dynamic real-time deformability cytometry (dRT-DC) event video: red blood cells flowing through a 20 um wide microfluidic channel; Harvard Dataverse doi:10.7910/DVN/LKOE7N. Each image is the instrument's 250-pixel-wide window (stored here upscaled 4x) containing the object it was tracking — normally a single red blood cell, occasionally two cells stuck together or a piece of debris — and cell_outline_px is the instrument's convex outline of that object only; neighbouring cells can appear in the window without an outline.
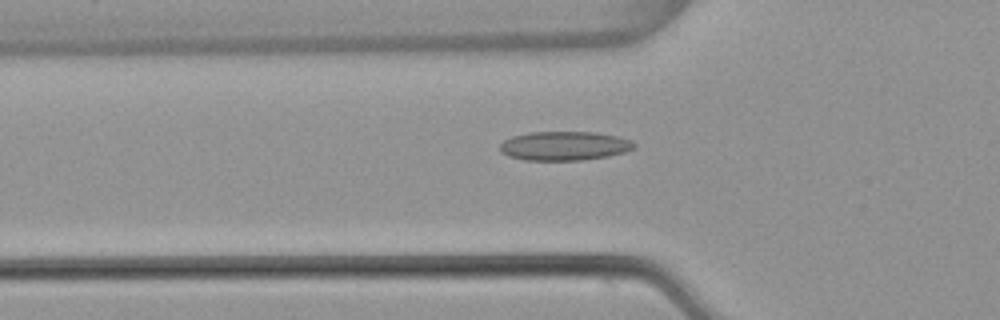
{"species": "common noctule bat (a hibernating species)", "species_latin": "Nyctalus noctula", "temperature_condition": "warm", "stored_images_in_passage": 53, "camera_frame_rate_fps": 3000, "um_per_image_px": 0.085, "animal": {"sex": "female", "body_mass_g": 22.7, "forearm_length_mm": 54.2}, "frame": {"image": 1, "passage_image": 18, "time_ms": 5.667, "image_size_px": [1000, 320], "cell_outline_px": [[636, 144], [632, 148], [624, 152], [608, 156], [584, 160], [524, 160], [508, 156], [500, 152], [500, 144], [504, 140], [512, 136], [528, 132], [596, 132], [616, 136], [632, 140]], "centroid_in_image_um": [47.94, 12.4], "position_along_channel_um": 77.9, "area_um2": 22.77}}
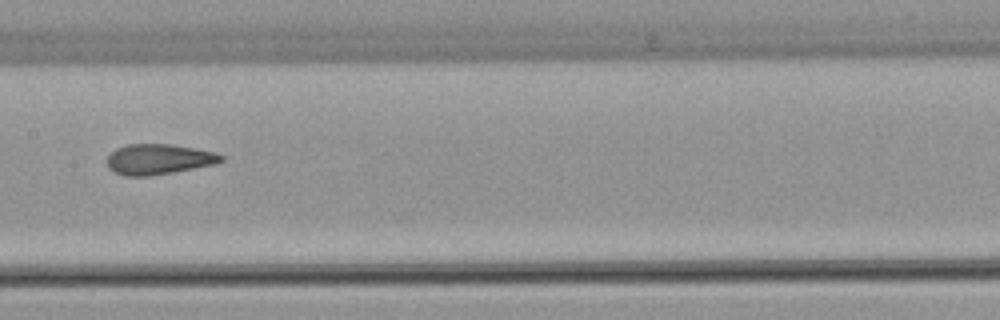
{"frame": {"image": 2, "passage_image": 27, "time_ms": 8.667, "image_size_px": [1000, 320], "cell_outline_px": [[224, 160], [216, 164], [172, 172], [148, 176], [124, 176], [108, 168], [104, 160], [116, 148], [128, 144], [172, 144], [196, 148], [216, 152], [224, 156]], "centroid_in_image_um": [13.48, 13.53], "position_along_channel_um": 193.9, "area_um2": 20.4}}
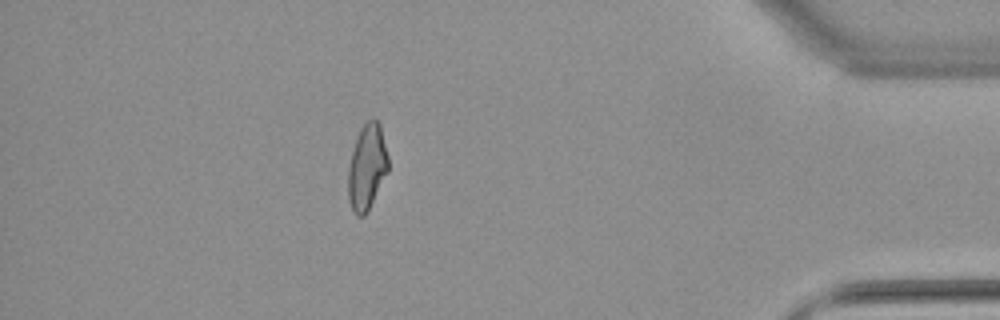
{"frame": {"image": 3, "passage_image": 47, "time_ms": 15.333, "image_size_px": [1000, 320], "cell_outline_px": [[388, 172], [368, 212], [364, 216], [356, 216], [348, 200], [348, 168], [356, 136], [360, 128], [372, 116], [380, 124], [388, 156]], "centroid_in_image_um": [31.19, 14.21], "position_along_channel_um": 404.0, "area_um2": 20.23}, "authors_computed_cell_mechanics": {"area_um2": 20.6346, "velocity_mm_per_s": 3.8383, "shape_relaxation_time_tau1_ms": null, "shape_relaxation_time_tau2_ms": 1.9007, "deformation_change_tau1": null, "deformation_change_tau2": 0.0967}}